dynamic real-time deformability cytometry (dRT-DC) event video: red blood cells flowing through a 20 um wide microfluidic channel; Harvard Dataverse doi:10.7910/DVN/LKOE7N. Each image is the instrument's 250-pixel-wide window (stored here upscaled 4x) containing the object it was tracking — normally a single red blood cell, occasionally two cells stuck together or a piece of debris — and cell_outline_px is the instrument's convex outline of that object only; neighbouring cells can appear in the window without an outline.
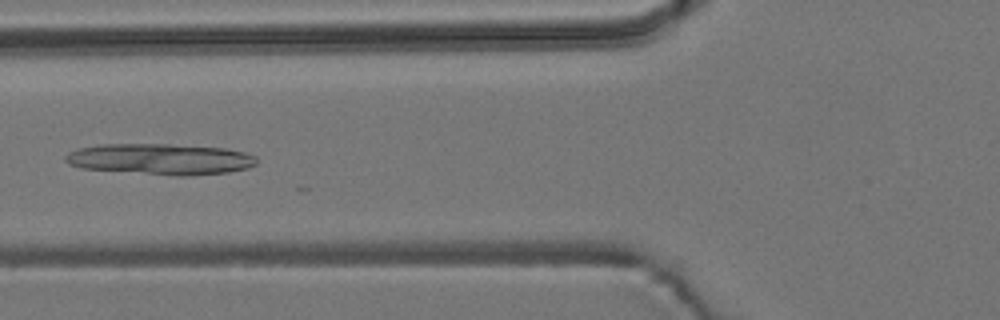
{"species": "common noctule bat (a hibernating species)", "species_latin": "Nyctalus noctula", "temperature_condition": "room temperature", "stored_images_in_passage": 6, "camera_frame_rate_fps": 3000, "um_per_image_px": 0.085, "animal": {"sex": "male", "body_mass_g": 19.2, "forearm_length_mm": 51.8}, "frame": {"image": 1, "passage_image": 4, "time_ms": 1.0, "image_size_px": [1000, 320], "cell_outline_px": [[256, 164], [248, 168], [228, 172], [192, 176], [176, 176], [80, 168], [68, 164], [64, 160], [64, 156], [68, 152], [76, 148], [104, 144], [168, 144], [224, 148], [244, 152], [256, 156]], "centroid_in_image_um": [13.61, 13.53], "position_along_channel_um": 112.2, "area_um2": 34.8}}
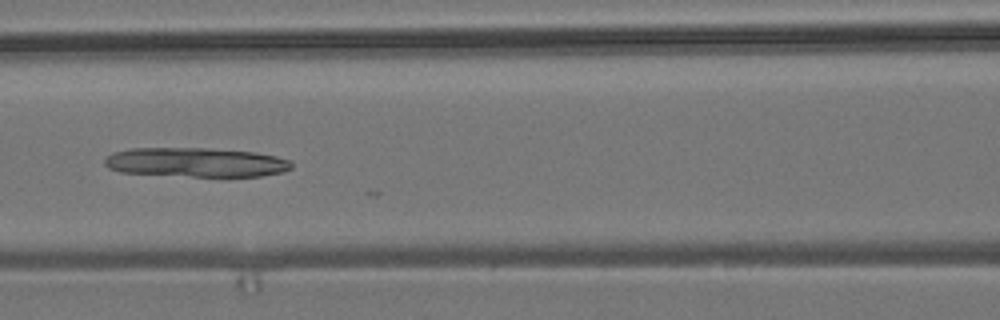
{"frame": {"image": 2, "passage_image": 5, "time_ms": 1.333, "image_size_px": [1000, 320], "cell_outline_px": [[292, 168], [284, 172], [260, 176], [192, 176], [120, 172], [108, 168], [104, 164], [104, 160], [112, 152], [132, 148], [204, 148], [256, 152], [276, 156], [292, 160]], "centroid_in_image_um": [16.68, 13.79], "position_along_channel_um": 149.9, "area_um2": 31.96}}